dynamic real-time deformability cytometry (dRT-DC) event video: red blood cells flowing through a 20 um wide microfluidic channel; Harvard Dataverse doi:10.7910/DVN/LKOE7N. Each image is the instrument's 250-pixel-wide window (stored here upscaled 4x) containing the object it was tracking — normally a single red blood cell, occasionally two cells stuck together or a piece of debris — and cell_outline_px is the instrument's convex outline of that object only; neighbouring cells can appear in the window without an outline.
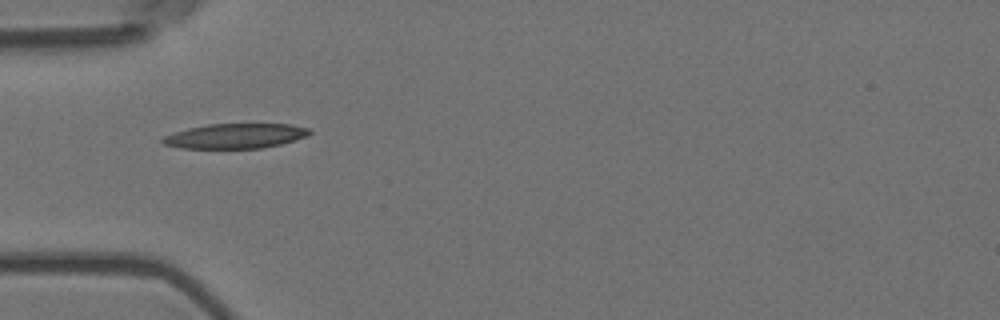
{"species": "Egyptian fruit bat (a non-hibernating species)", "species_latin": "Rousettus aegyptiacus", "temperature_condition": "room temperature", "stored_images_in_passage": 7, "camera_frame_rate_fps": 3000, "um_per_image_px": 0.085, "animal": {"sex": "female"}, "frame": {"image": 1, "passage_image": 5, "time_ms": 1.333, "image_size_px": [1000, 320], "cell_outline_px": [[312, 132], [308, 136], [280, 144], [260, 148], [180, 148], [164, 144], [160, 140], [164, 136], [172, 132], [188, 128], [208, 124], [292, 124], [308, 128]], "centroid_in_image_um": [19.99, 11.55], "position_along_channel_um": 65.0, "area_um2": 21.27}}
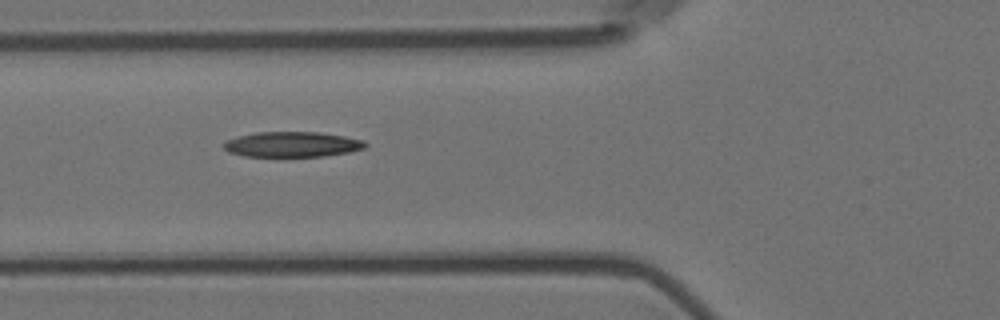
{"frame": {"image": 2, "passage_image": 6, "time_ms": 1.667, "image_size_px": [1000, 320], "cell_outline_px": [[368, 144], [364, 148], [348, 152], [324, 156], [244, 156], [228, 152], [220, 144], [228, 140], [240, 136], [256, 132], [316, 132], [344, 136], [364, 140]], "centroid_in_image_um": [24.82, 12.27], "position_along_channel_um": 101.0, "area_um2": 20.75}}
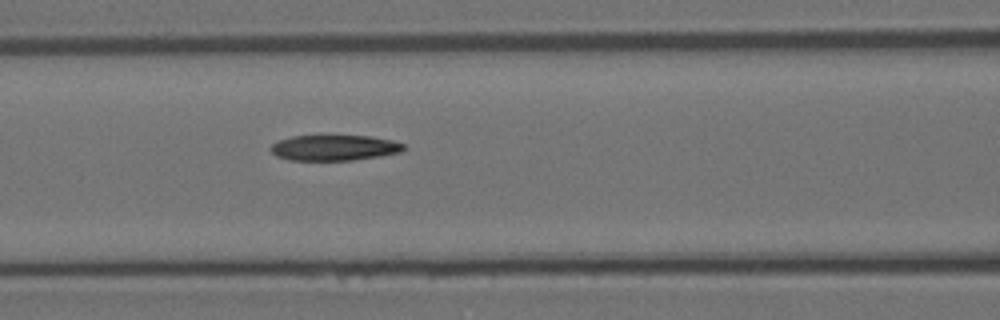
{"frame": {"image": 3, "passage_image": 7, "time_ms": 2.0, "image_size_px": [1000, 320], "cell_outline_px": [[404, 148], [400, 152], [380, 156], [352, 160], [288, 160], [276, 156], [268, 148], [272, 144], [280, 140], [292, 136], [372, 136], [392, 140], [404, 144]], "centroid_in_image_um": [28.39, 12.56], "position_along_channel_um": 138.2, "area_um2": 19.77}}